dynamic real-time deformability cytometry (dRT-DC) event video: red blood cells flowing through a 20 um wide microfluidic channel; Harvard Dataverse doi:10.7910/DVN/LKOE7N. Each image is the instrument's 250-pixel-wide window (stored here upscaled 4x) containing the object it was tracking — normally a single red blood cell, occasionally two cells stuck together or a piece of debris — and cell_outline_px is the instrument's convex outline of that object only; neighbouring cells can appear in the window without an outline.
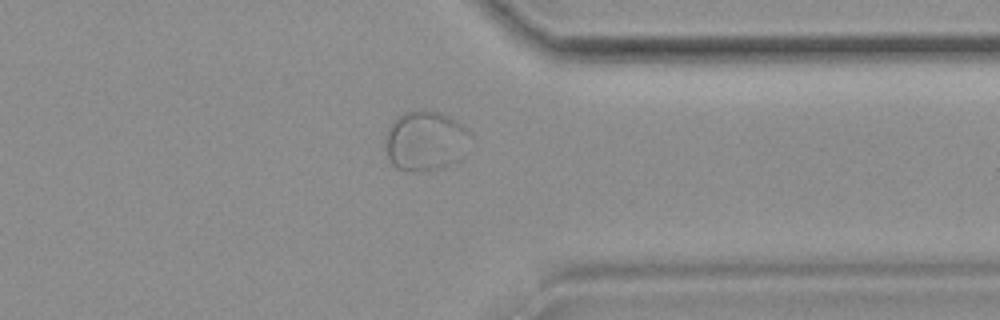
{"species": "common noctule bat (a hibernating species)", "species_latin": "Nyctalus noctula", "temperature_condition": "room temperature", "stored_images_in_passage": 46, "camera_frame_rate_fps": 3000, "um_per_image_px": 0.085, "animal": {"sex": "female", "body_mass_g": 19.9}, "frame": {"image": 1, "passage_image": 40, "time_ms": 13.0, "image_size_px": [1000, 320], "cell_outline_px": [[472, 132], [456, 160], [440, 168], [404, 172], [396, 168], [392, 164], [384, 148], [384, 136], [392, 120], [396, 116], [420, 108], [432, 108], [456, 120], [468, 128]], "centroid_in_image_um": [36.07, 11.91], "position_along_channel_um": 375.3, "area_um2": 29.82}, "authors_computed_cell_mechanics": {"area_um2": 27.0215, "velocity_mm_per_s": 3.6723, "shape_relaxation_time_tau1_ms": null, "shape_relaxation_time_tau2_ms": 2.1964, "deformation_change_tau1": null, "deformation_change_tau2": 0.0445}}